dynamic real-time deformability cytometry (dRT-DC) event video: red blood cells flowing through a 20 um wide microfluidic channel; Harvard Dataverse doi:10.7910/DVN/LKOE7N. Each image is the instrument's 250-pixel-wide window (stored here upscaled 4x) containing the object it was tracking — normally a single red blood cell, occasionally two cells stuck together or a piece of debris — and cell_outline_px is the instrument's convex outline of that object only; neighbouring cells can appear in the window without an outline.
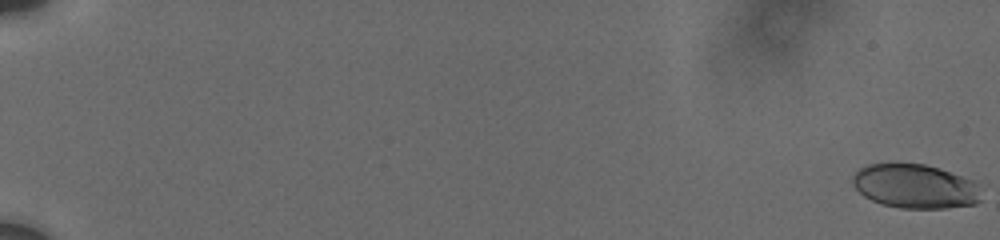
{"species": "human", "species_latin": "Homo sapiens", "temperature_condition": "cold", "stored_images_in_passage": 13, "camera_frame_rate_fps": 3000, "um_per_image_px": 0.085, "donor": {"sex": "male"}, "frame": {"image": 1, "passage_image": 1, "time_ms": 0.0, "image_size_px": [1000, 240], "cell_outline_px": [[980, 200], [976, 204], [948, 208], [900, 208], [880, 204], [864, 196], [852, 184], [852, 176], [860, 168], [868, 164], [896, 160], [924, 164], [940, 168], [972, 180], [980, 184]], "centroid_in_image_um": [77.76, 15.8], "position_along_channel_um": 7.2, "area_um2": 33.99}}
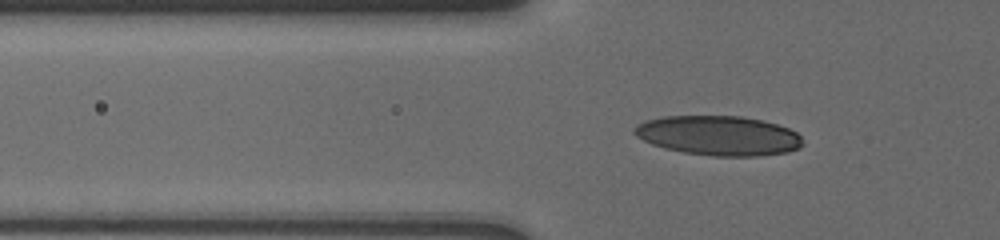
{"frame": {"image": 2, "passage_image": 11, "time_ms": 7.333, "image_size_px": [1000, 240], "cell_outline_px": [[804, 144], [800, 148], [788, 152], [760, 156], [712, 156], [684, 152], [664, 148], [652, 144], [636, 136], [632, 132], [632, 128], [636, 124], [644, 120], [664, 116], [740, 116], [764, 120], [788, 128], [796, 132], [800, 136]], "centroid_in_image_um": [61.07, 11.52], "position_along_channel_um": 64.7, "area_um2": 39.19}}